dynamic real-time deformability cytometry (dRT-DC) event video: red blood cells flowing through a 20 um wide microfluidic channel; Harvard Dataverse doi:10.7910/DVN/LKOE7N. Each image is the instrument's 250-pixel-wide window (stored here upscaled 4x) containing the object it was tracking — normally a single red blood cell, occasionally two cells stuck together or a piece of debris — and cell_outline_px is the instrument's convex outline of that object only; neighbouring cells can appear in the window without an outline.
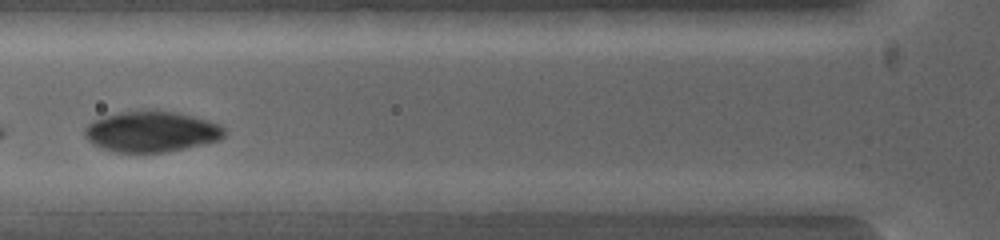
{"species": "common noctule bat (a hibernating species)", "species_latin": "Nyctalus noctula", "temperature_condition": "warm", "stored_images_in_passage": 3, "camera_frame_rate_fps": 5000, "um_per_image_px": 0.085, "animal": {"sex": "female", "body_mass_g": 19.0, "forearm_length_mm": 53.3}, "frame": {"image": 1, "passage_image": 3, "time_ms": 1.2, "image_size_px": [1000, 240], "cell_outline_px": [[788, 200], [784, 216], [772, 216], [696, 208], [668, 200], [724, 192], [752, 192]], "centroid_in_image_um": [62.73, 17.27], "position_along_channel_um": 63.1, "area_um2": 13.29}}